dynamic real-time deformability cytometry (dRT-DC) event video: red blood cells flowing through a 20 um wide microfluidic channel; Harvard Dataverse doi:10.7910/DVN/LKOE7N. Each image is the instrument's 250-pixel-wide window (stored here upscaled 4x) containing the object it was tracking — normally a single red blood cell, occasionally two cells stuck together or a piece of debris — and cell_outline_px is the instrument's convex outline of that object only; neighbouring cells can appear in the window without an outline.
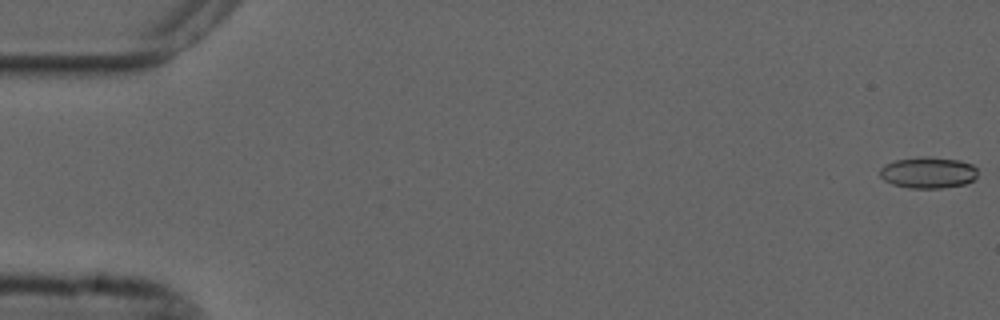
{"species": "common noctule bat (a hibernating species)", "species_latin": "Nyctalus noctula", "temperature_condition": "cold", "stored_images_in_passage": 27, "camera_frame_rate_fps": 3000, "um_per_image_px": 0.085, "animal": {"sex": "male", "forearm_length_mm": 52.5}, "frame": {"image": 1, "passage_image": 1, "time_ms": 0.0, "image_size_px": [1000, 320], "cell_outline_px": [[976, 176], [972, 180], [964, 184], [940, 188], [908, 188], [892, 184], [884, 180], [880, 176], [880, 168], [884, 164], [896, 160], [920, 156], [928, 156], [960, 160], [972, 164], [976, 168]], "centroid_in_image_um": [78.86, 14.66], "position_along_channel_um": 6.1, "area_um2": 17.92}}
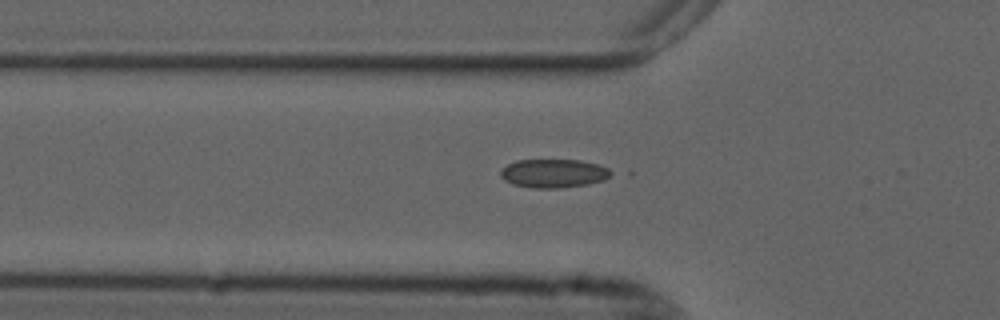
{"frame": {"image": 2, "passage_image": 19, "time_ms": 6.0, "image_size_px": [1000, 320], "cell_outline_px": [[616, 172], [604, 180], [588, 184], [560, 188], [532, 188], [512, 184], [504, 180], [500, 176], [500, 172], [508, 164], [516, 160], [580, 160], [600, 164]], "centroid_in_image_um": [47.1, 14.73], "position_along_channel_um": 78.7, "area_um2": 18.61}}
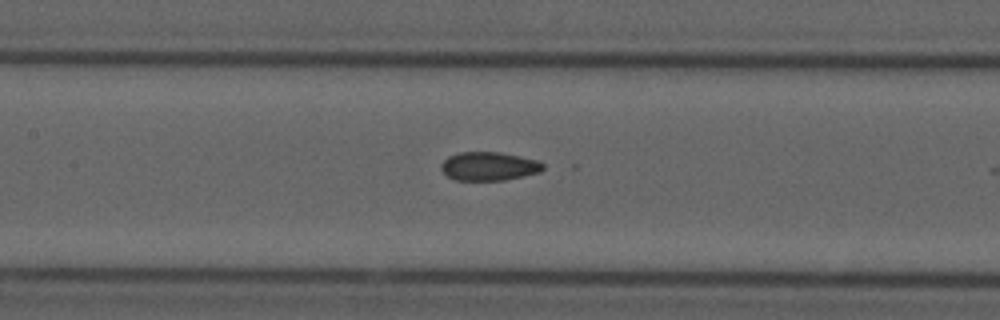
{"frame": {"image": 3, "passage_image": 26, "time_ms": 8.333, "image_size_px": [1000, 320], "cell_outline_px": [[544, 168], [540, 172], [524, 176], [504, 180], [456, 180], [448, 176], [440, 168], [440, 164], [448, 156], [460, 152], [500, 152], [520, 156], [536, 160], [544, 164]], "centroid_in_image_um": [41.55, 14.13], "position_along_channel_um": 165.8, "area_um2": 16.99}}